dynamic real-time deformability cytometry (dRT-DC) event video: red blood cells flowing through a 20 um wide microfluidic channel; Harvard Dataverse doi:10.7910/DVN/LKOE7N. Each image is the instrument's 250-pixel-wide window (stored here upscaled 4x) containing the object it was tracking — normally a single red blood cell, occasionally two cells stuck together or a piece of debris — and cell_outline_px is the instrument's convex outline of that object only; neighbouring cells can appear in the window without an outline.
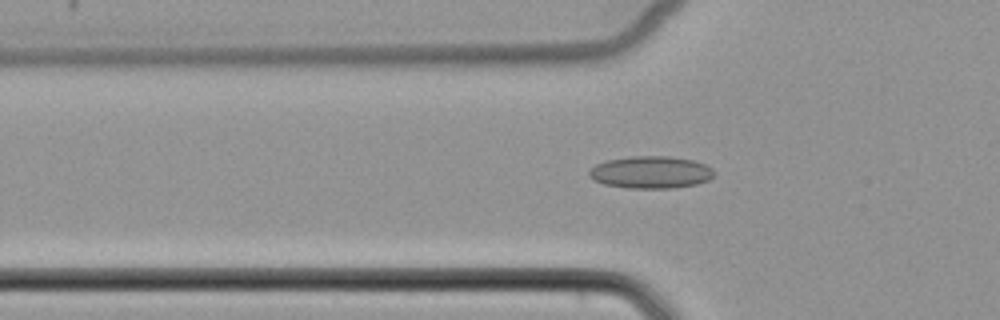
{"species": "common noctule bat (a hibernating species)", "species_latin": "Nyctalus noctula", "temperature_condition": "cold", "stored_images_in_passage": 51, "camera_frame_rate_fps": 3000, "um_per_image_px": 0.085, "animal": {"sex": "female", "body_mass_g": 22.7, "forearm_length_mm": 54.2}, "frame": {"image": 1, "passage_image": 17, "time_ms": 5.333, "image_size_px": [1000, 320], "cell_outline_px": [[716, 172], [708, 180], [696, 184], [672, 188], [628, 188], [604, 184], [592, 180], [588, 176], [588, 172], [596, 164], [608, 160], [632, 156], [668, 156], [692, 160], [704, 164], [712, 168]], "centroid_in_image_um": [55.3, 14.64], "position_along_channel_um": 70.5, "area_um2": 23.47}}
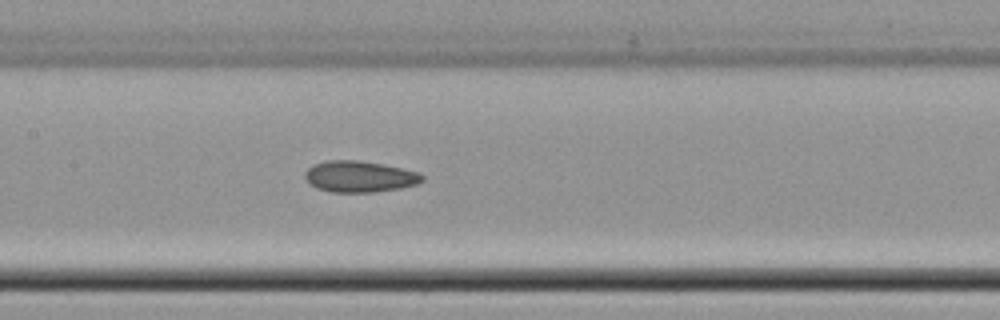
{"frame": {"image": 2, "passage_image": 25, "time_ms": 8.0, "image_size_px": [1000, 320], "cell_outline_px": [[424, 180], [416, 184], [400, 188], [372, 192], [332, 192], [316, 188], [304, 176], [304, 172], [312, 164], [328, 160], [360, 160], [384, 164], [420, 172], [424, 176]], "centroid_in_image_um": [30.57, 14.99], "position_along_channel_um": 176.8, "area_um2": 21.44}}
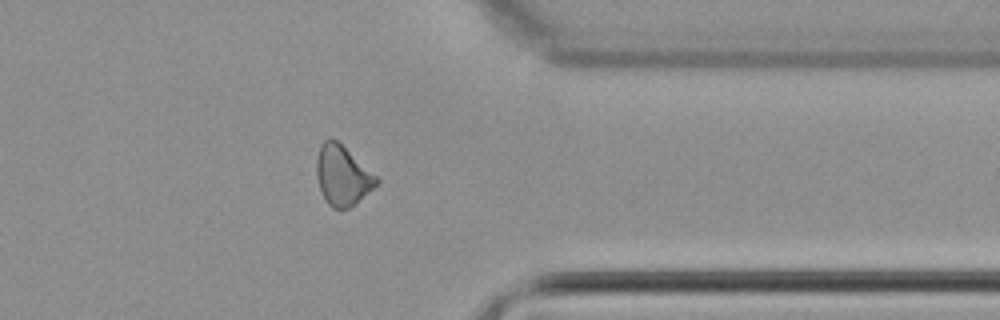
{"frame": {"image": 3, "passage_image": 41, "time_ms": 13.333, "image_size_px": [1000, 320], "cell_outline_px": [[380, 180], [356, 204], [340, 212], [332, 208], [328, 204], [320, 188], [316, 176], [316, 160], [320, 144], [324, 140], [336, 140], [376, 176]], "centroid_in_image_um": [29.07, 14.96], "position_along_channel_um": 382.3, "area_um2": 20.58}}